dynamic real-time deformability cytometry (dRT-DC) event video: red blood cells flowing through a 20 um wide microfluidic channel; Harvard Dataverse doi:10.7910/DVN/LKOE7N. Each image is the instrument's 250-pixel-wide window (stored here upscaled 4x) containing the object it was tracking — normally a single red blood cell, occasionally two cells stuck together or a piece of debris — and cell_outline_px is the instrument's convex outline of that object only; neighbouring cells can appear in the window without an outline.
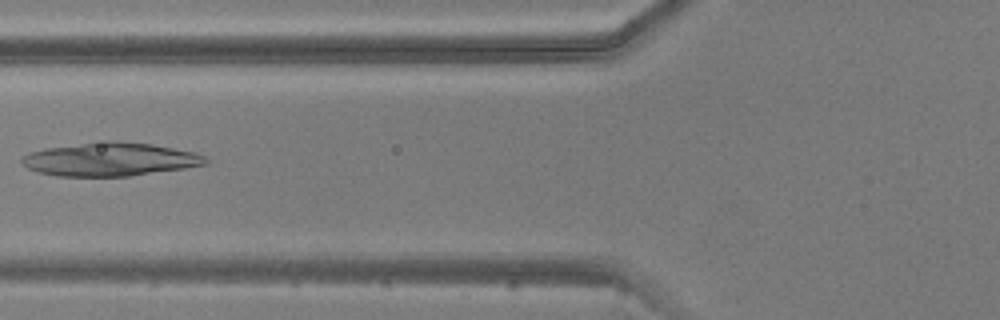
{"species": "common noctule bat (a hibernating species)", "species_latin": "Nyctalus noctula", "temperature_condition": "warm", "stored_images_in_passage": 6, "camera_frame_rate_fps": 3000, "um_per_image_px": 0.085, "animal": {"sex": "male", "body_mass_g": 20.5, "forearm_length_mm": 52.5}, "frame": {"image": 1, "passage_image": 6, "time_ms": 6.0, "image_size_px": [1000, 320], "cell_outline_px": [[208, 164], [184, 168], [128, 176], [56, 176], [40, 172], [28, 168], [20, 164], [20, 160], [28, 152], [44, 148], [108, 140], [116, 140], [152, 144], [196, 152], [204, 156], [208, 160]], "centroid_in_image_um": [9.35, 13.53], "position_along_channel_um": 116.5, "area_um2": 35.89}}